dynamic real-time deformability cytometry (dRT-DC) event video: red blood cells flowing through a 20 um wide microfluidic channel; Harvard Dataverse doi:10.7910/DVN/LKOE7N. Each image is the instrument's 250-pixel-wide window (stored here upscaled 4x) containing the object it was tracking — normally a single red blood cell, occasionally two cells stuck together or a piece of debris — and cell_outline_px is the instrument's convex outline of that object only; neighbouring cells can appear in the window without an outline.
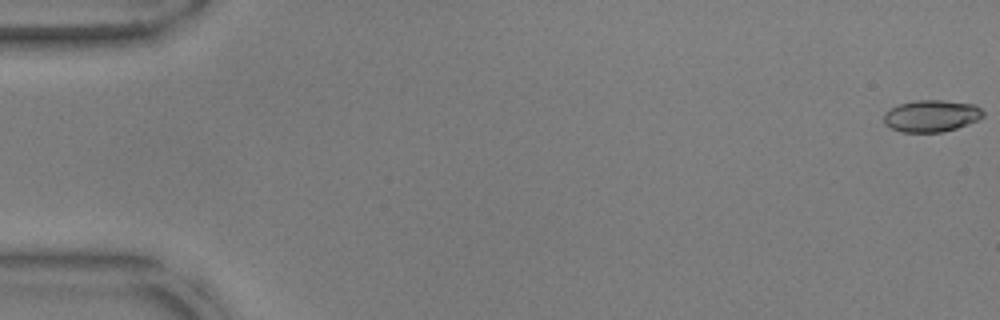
{"species": "common noctule bat (a hibernating species)", "species_latin": "Nyctalus noctula", "temperature_condition": "warm", "stored_images_in_passage": 54, "camera_frame_rate_fps": 3000, "um_per_image_px": 0.085, "animal": {"sex": "male", "body_mass_g": 17.9, "forearm_length_mm": 54.2}, "frame": {"image": 1, "passage_image": 1, "time_ms": 0.0, "image_size_px": [1000, 320], "cell_outline_px": [[984, 116], [976, 120], [956, 128], [940, 132], [900, 132], [884, 124], [884, 116], [892, 108], [900, 104], [916, 100], [940, 100], [972, 104], [980, 108], [984, 112]], "centroid_in_image_um": [79.16, 9.85], "position_along_channel_um": 5.8, "area_um2": 18.09}}
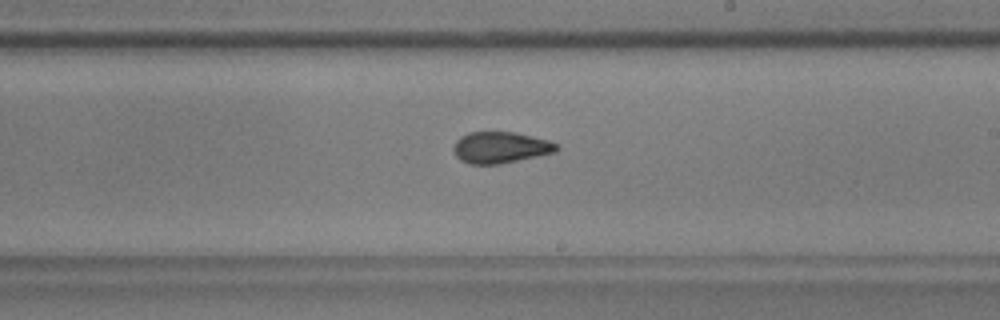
{"frame": {"image": 2, "passage_image": 32, "time_ms": 10.333, "image_size_px": [1000, 320], "cell_outline_px": [[560, 148], [556, 152], [500, 164], [468, 164], [460, 160], [456, 156], [452, 148], [456, 140], [460, 136], [468, 132], [516, 132], [548, 140], [560, 144]], "centroid_in_image_um": [42.54, 12.53], "position_along_channel_um": 246.5, "area_um2": 19.07}}
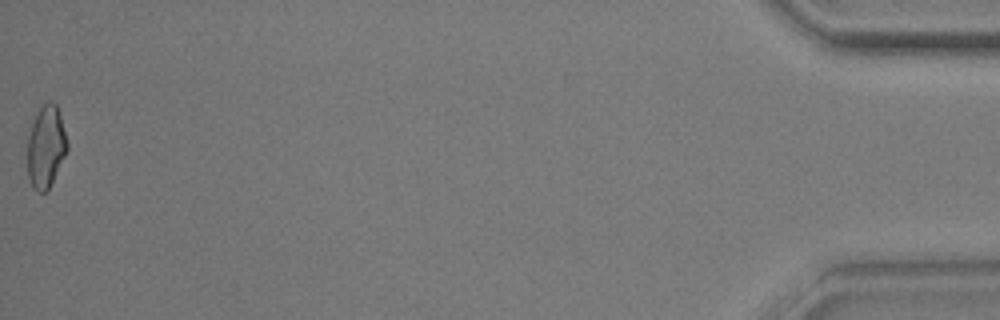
{"frame": {"image": 3, "passage_image": 54, "time_ms": 17.667, "image_size_px": [1000, 320], "cell_outline_px": [[68, 148], [48, 188], [44, 192], [36, 192], [32, 188], [28, 180], [24, 132], [40, 108], [48, 100], [52, 100], [56, 104], [60, 116], [68, 144]], "centroid_in_image_um": [3.8, 12.44], "position_along_channel_um": 431.4, "area_um2": 19.77}, "authors_computed_cell_mechanics": {"area_um2": 18.8717, "velocity_mm_per_s": 3.8191, "shape_relaxation_time_tau1_ms": 7.643, "shape_relaxation_time_tau2_ms": 1.4635, "deformation_change_tau1": 0.2252, "deformation_change_tau2": 0.0848}}